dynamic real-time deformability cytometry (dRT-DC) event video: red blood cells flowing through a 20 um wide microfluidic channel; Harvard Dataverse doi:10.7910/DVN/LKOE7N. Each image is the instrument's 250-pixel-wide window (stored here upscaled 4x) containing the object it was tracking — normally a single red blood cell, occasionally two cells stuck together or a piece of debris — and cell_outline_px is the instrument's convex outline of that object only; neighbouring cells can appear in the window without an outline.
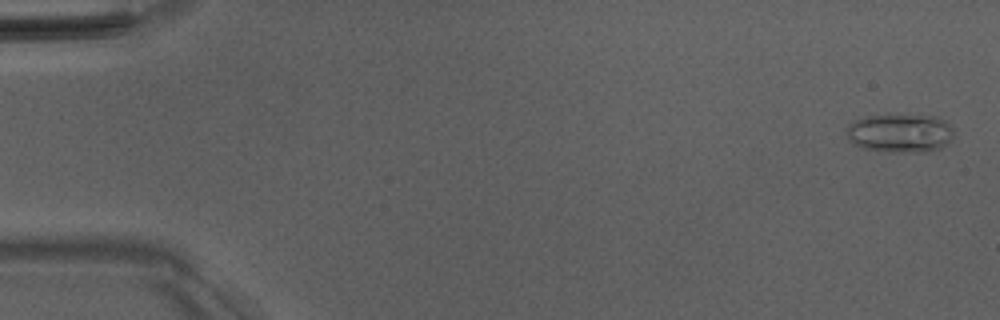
{"species": "Egyptian fruit bat (a non-hibernating species)", "species_latin": "Rousettus aegyptiacus", "temperature_condition": "room temperature", "stored_images_in_passage": 51, "camera_frame_rate_fps": 3000, "um_per_image_px": 0.085, "animal": {"sex": "male"}, "frame": {"image": 1, "passage_image": 1, "time_ms": 0.0, "image_size_px": [1000, 320], "cell_outline_px": [[952, 132], [948, 140], [940, 148], [928, 152], [888, 152], [864, 148], [856, 144], [848, 136], [848, 124], [856, 120], [868, 116], [896, 112], [936, 116], [948, 120], [952, 128]], "centroid_in_image_um": [76.54, 11.26], "position_along_channel_um": 8.5, "area_um2": 24.62}}
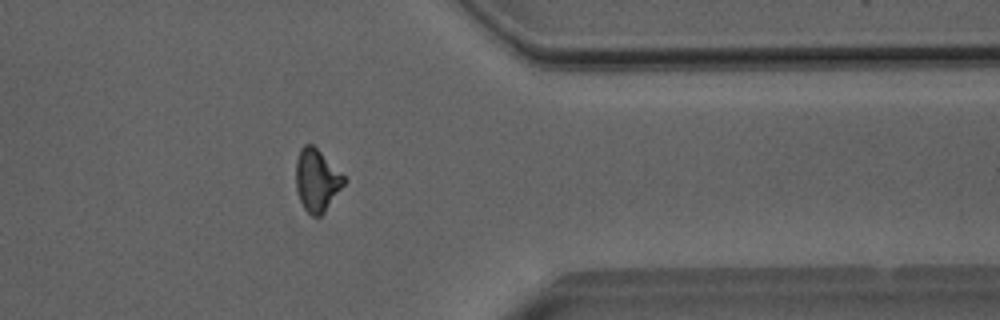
{"frame": {"image": 2, "passage_image": 41, "time_ms": 13.333, "image_size_px": [1000, 320], "cell_outline_px": [[344, 184], [324, 212], [320, 216], [312, 216], [304, 208], [300, 200], [296, 188], [296, 160], [300, 148], [304, 144], [312, 144], [344, 176]], "centroid_in_image_um": [26.89, 15.32], "position_along_channel_um": 384.5, "area_um2": 17.05}}
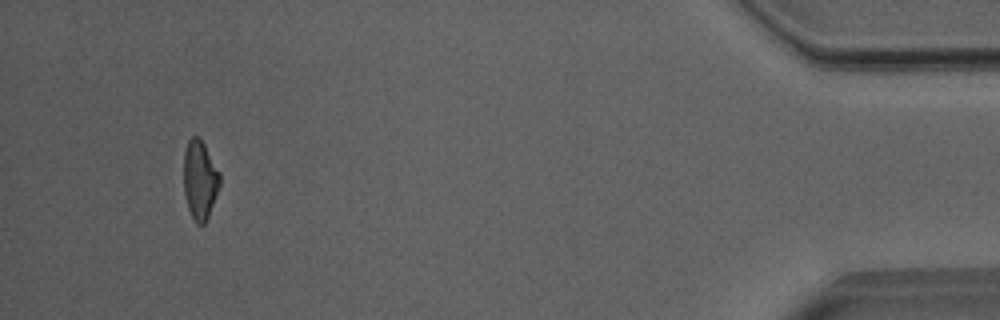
{"frame": {"image": 3, "passage_image": 48, "time_ms": 15.667, "image_size_px": [1000, 320], "cell_outline_px": [[220, 184], [208, 216], [204, 224], [196, 224], [188, 208], [184, 192], [184, 152], [188, 140], [192, 136], [200, 136], [220, 172]], "centroid_in_image_um": [16.99, 15.25], "position_along_channel_um": 418.2, "area_um2": 16.59}, "authors_computed_cell_mechanics": {"area_um2": 17.5134, "velocity_mm_per_s": 4.0415, "shape_relaxation_time_tau1_ms": 3.977, "shape_relaxation_time_tau2_ms": 8.2096, "deformation_change_tau1": 0.1501, "deformation_change_tau2": 0.1734}}